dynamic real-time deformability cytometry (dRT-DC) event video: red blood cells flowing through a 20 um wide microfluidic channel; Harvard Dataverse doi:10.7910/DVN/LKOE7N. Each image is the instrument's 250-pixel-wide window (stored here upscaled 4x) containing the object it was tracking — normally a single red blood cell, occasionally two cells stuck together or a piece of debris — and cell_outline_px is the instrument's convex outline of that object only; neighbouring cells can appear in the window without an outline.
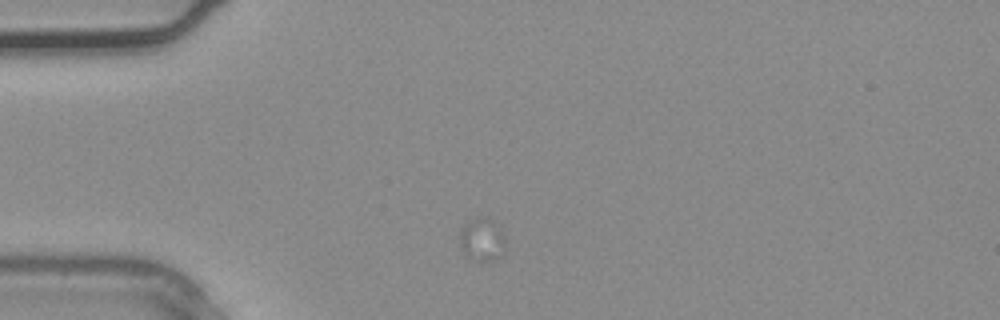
{"species": "common noctule bat (a hibernating species)", "species_latin": "Nyctalus noctula", "temperature_condition": "warm", "stored_images_in_passage": 12, "camera_frame_rate_fps": 3000, "um_per_image_px": 0.085, "animal": {"sex": "male", "body_mass_g": 20.4}, "frame": {"image": 1, "passage_image": 1, "time_ms": 0.0, "image_size_px": [1000, 320], "cell_outline_px": [[504, 252], [500, 256], [488, 264], [476, 260], [460, 248], [460, 232], [464, 224], [472, 220], [488, 220], [500, 228], [504, 236]], "centroid_in_image_um": [40.99, 20.45], "position_along_channel_um": 44.0, "area_um2": 10.98}}